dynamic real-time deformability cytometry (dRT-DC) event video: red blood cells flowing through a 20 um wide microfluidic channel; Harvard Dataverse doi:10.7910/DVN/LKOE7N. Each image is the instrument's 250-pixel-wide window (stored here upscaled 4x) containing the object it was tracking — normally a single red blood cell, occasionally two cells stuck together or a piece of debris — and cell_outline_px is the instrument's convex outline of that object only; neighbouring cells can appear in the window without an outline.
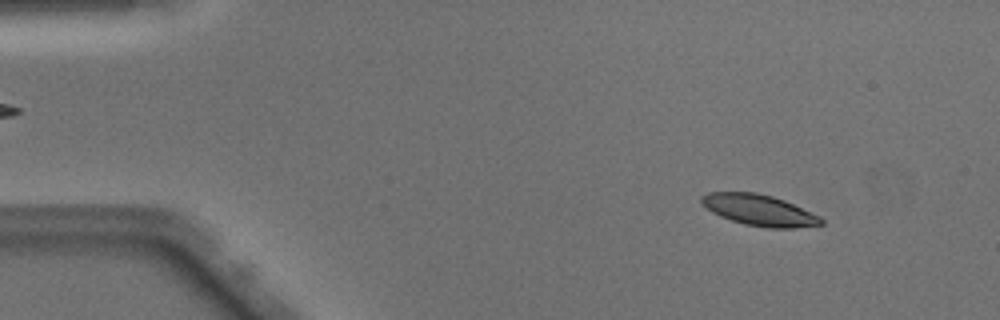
{"species": "Egyptian fruit bat (a non-hibernating species)", "species_latin": "Rousettus aegyptiacus", "temperature_condition": "warm", "stored_images_in_passage": 49, "camera_frame_rate_fps": 3000, "um_per_image_px": 0.085, "animal": {"sex": "male"}, "frame": {"image": 1, "passage_image": 5, "time_ms": 1.333, "image_size_px": [1000, 320], "cell_outline_px": [[824, 224], [796, 228], [768, 228], [744, 224], [720, 216], [712, 212], [700, 200], [700, 196], [708, 192], [756, 192], [772, 196], [784, 200], [820, 216], [824, 220]], "centroid_in_image_um": [64.55, 17.86], "position_along_channel_um": 20.4, "area_um2": 21.62}}
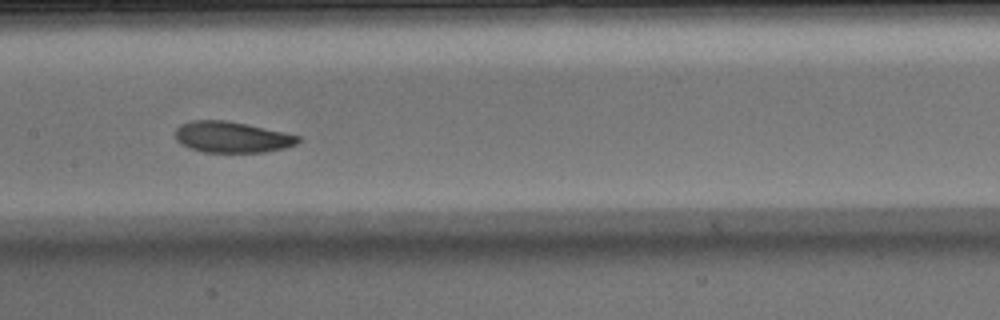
{"frame": {"image": 2, "passage_image": 24, "time_ms": 7.667, "image_size_px": [1000, 320], "cell_outline_px": [[300, 140], [296, 144], [284, 148], [264, 152], [204, 152], [188, 148], [180, 144], [176, 140], [176, 128], [180, 124], [192, 120], [224, 120], [248, 124], [284, 132], [300, 136]], "centroid_in_image_um": [19.69, 11.65], "position_along_channel_um": 187.7, "area_um2": 22.31}}
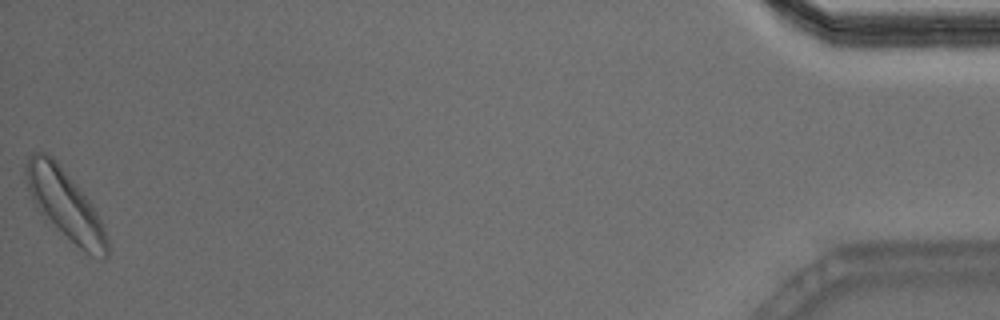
{"frame": {"image": 3, "passage_image": 49, "time_ms": 16.0, "image_size_px": [1000, 320], "cell_outline_px": [[108, 256], [104, 260], [84, 252], [44, 220], [32, 200], [28, 188], [24, 172], [24, 164], [28, 156], [32, 152], [48, 152], [56, 160], [92, 204], [104, 224], [108, 240]], "centroid_in_image_um": [5.52, 17.4], "position_along_channel_um": 429.7, "area_um2": 33.41}, "authors_computed_cell_mechanics": {"area_um2": 22.7732, "velocity_mm_per_s": 4.0336, "shape_relaxation_time_tau1_ms": 1.9486, "shape_relaxation_time_tau2_ms": 8.3314, "deformation_change_tau1": 0.0932, "deformation_change_tau2": 0.1686}}